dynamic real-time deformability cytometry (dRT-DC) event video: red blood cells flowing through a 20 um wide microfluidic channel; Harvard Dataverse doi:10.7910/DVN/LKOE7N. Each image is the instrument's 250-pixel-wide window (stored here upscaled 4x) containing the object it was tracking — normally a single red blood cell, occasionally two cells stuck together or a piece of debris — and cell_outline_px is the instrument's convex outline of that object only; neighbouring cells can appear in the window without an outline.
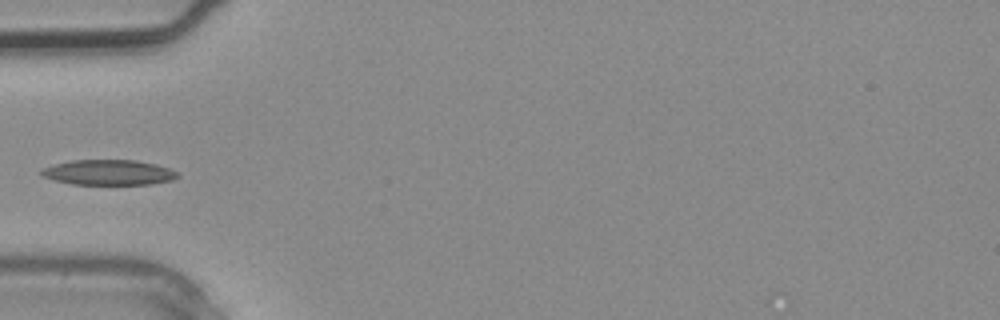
{"species": "common noctule bat (a hibernating species)", "species_latin": "Nyctalus noctula", "temperature_condition": "warm", "stored_images_in_passage": 3, "camera_frame_rate_fps": 3000, "um_per_image_px": 0.085, "animal": {"sex": "male", "body_mass_g": 20.4}, "frame": {"image": 1, "passage_image": 3, "time_ms": 0.667, "image_size_px": [1000, 320], "cell_outline_px": [[180, 176], [172, 180], [148, 184], [72, 184], [56, 180], [44, 176], [40, 172], [40, 168], [72, 160], [136, 160], [156, 164], [168, 168], [176, 172]], "centroid_in_image_um": [9.24, 14.65], "position_along_channel_um": 75.8, "area_um2": 19.83}}